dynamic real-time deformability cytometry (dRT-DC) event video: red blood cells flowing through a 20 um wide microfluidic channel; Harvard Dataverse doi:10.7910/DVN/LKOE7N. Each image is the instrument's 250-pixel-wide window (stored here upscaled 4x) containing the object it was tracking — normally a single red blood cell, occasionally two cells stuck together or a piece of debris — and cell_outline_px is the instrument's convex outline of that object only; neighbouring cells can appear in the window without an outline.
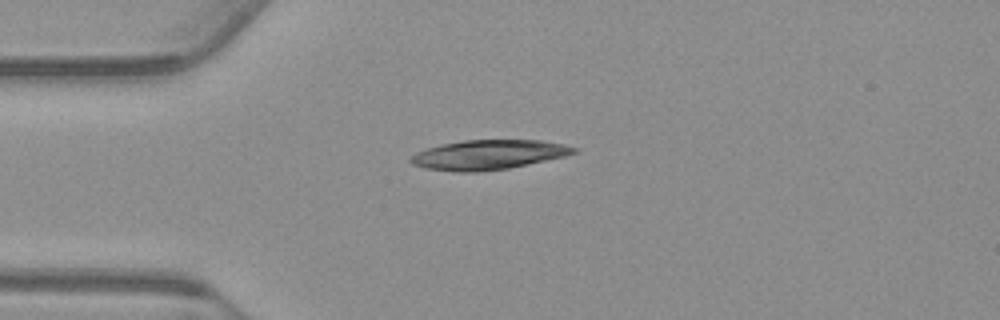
{"species": "common noctule bat (a hibernating species)", "species_latin": "Nyctalus noctula", "temperature_condition": "warm", "stored_images_in_passage": 42, "camera_frame_rate_fps": 3000, "um_per_image_px": 0.085, "animal": {"sex": "male", "body_mass_g": 23.1, "forearm_length_mm": 52.7}, "frame": {"image": 1, "passage_image": 1, "time_ms": 0.0, "image_size_px": [1000, 320], "cell_outline_px": [[580, 148], [576, 152], [564, 156], [508, 168], [476, 172], [452, 172], [424, 168], [412, 164], [408, 160], [416, 152], [440, 144], [464, 140], [540, 140], [564, 144]], "centroid_in_image_um": [41.48, 13.15], "position_along_channel_um": 43.5, "area_um2": 28.15}}